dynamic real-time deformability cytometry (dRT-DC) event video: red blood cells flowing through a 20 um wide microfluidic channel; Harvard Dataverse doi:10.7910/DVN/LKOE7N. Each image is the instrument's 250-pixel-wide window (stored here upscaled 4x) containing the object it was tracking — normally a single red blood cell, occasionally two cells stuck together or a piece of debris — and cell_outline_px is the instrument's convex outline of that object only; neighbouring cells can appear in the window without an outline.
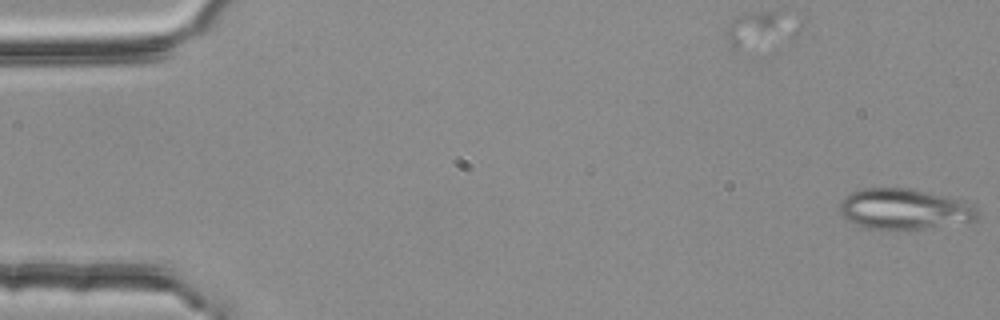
{"species": "common noctule bat (a hibernating species)", "species_latin": "Nyctalus noctula", "temperature_condition": "room temperature", "stored_images_in_passage": 5, "camera_frame_rate_fps": 3000, "um_per_image_px": 0.085, "animal": {"sex": "female", "body_mass_g": 25.1}, "frame": {"image": 1, "passage_image": 1, "time_ms": 0.0, "image_size_px": [1000, 320], "cell_outline_px": [[976, 216], [972, 220], [924, 228], [868, 228], [856, 224], [840, 216], [840, 200], [844, 196], [852, 192], [864, 188], [908, 188], [964, 200], [972, 204], [976, 208]], "centroid_in_image_um": [76.79, 17.74], "position_along_channel_um": 8.2, "area_um2": 31.96}}